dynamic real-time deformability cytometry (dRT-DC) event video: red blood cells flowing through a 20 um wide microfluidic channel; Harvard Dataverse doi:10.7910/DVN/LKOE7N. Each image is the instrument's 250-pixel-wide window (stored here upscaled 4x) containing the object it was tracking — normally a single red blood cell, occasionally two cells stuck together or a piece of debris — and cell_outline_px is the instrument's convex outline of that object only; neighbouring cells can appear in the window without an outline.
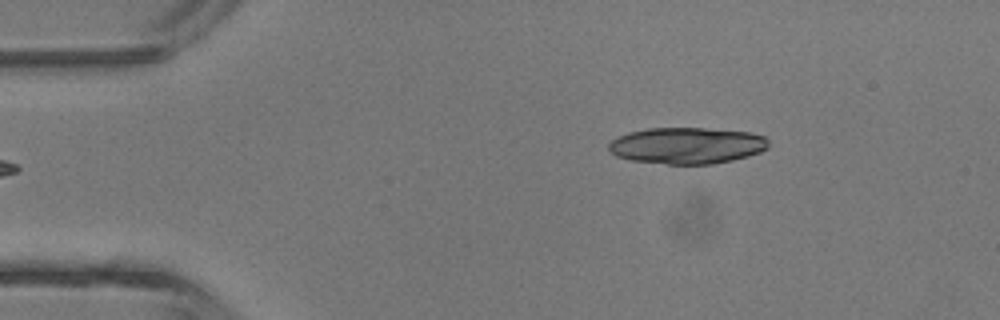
{"species": "common noctule bat (a hibernating species)", "species_latin": "Nyctalus noctula", "temperature_condition": "room temperature", "stored_images_in_passage": 4, "camera_frame_rate_fps": 3000, "um_per_image_px": 0.085, "animal": {"sex": "male", "body_mass_g": 13.3}, "frame": {"image": 1, "passage_image": 4, "time_ms": 3.667, "image_size_px": [1000, 320], "cell_outline_px": [[768, 148], [760, 152], [748, 156], [732, 160], [712, 164], [668, 164], [632, 160], [616, 156], [608, 148], [608, 144], [612, 140], [628, 132], [648, 128], [704, 128], [752, 132], [764, 136], [768, 140]], "centroid_in_image_um": [58.41, 12.37], "position_along_channel_um": 26.6, "area_um2": 33.93}}